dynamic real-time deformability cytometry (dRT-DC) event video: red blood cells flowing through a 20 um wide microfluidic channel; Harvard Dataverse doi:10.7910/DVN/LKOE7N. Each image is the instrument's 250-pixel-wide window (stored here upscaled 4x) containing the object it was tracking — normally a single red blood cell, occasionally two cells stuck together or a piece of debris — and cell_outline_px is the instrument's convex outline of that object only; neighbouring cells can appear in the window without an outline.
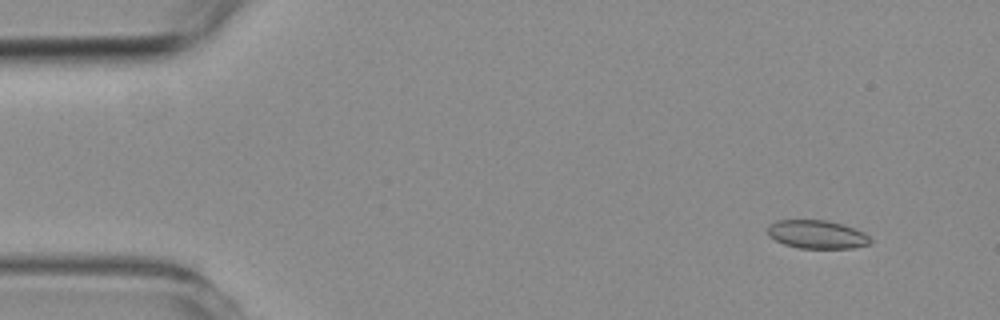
{"species": "common noctule bat (a hibernating species)", "species_latin": "Nyctalus noctula", "temperature_condition": "room temperature", "stored_images_in_passage": 55, "segment_of_instrument_passage": [1, 2], "camera_frame_rate_fps": 3000, "um_per_image_px": 0.085, "animal": {"sex": "female", "body_mass_g": 19.3, "forearm_length_mm": 54.1}, "frame": {"image": 1, "passage_image": 4, "time_ms": 1.0, "image_size_px": [1000, 320], "cell_outline_px": [[872, 240], [868, 244], [852, 248], [800, 248], [784, 244], [768, 236], [768, 224], [776, 220], [824, 220], [844, 224], [864, 232]], "centroid_in_image_um": [69.43, 19.92], "position_along_channel_um": 15.6, "area_um2": 16.99}}
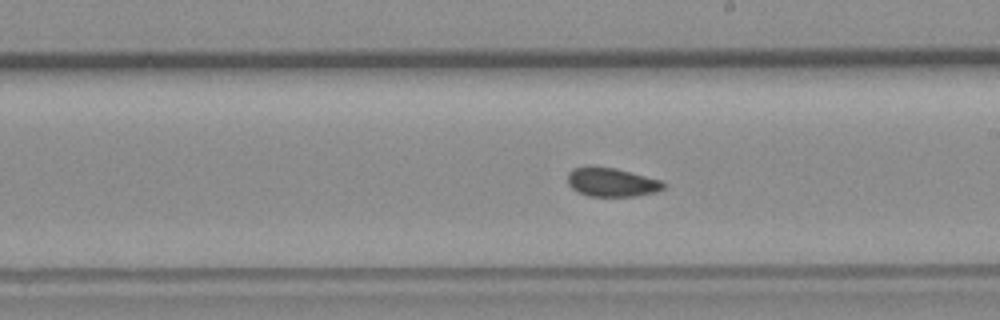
{"frame": {"image": 2, "passage_image": 30, "time_ms": 9.667, "image_size_px": [1000, 320], "cell_outline_px": [[664, 188], [656, 192], [636, 196], [588, 196], [572, 188], [568, 184], [568, 172], [572, 168], [588, 164], [596, 164], [616, 168], [664, 180]], "centroid_in_image_um": [51.98, 15.44], "position_along_channel_um": 237.0, "area_um2": 16.65}}
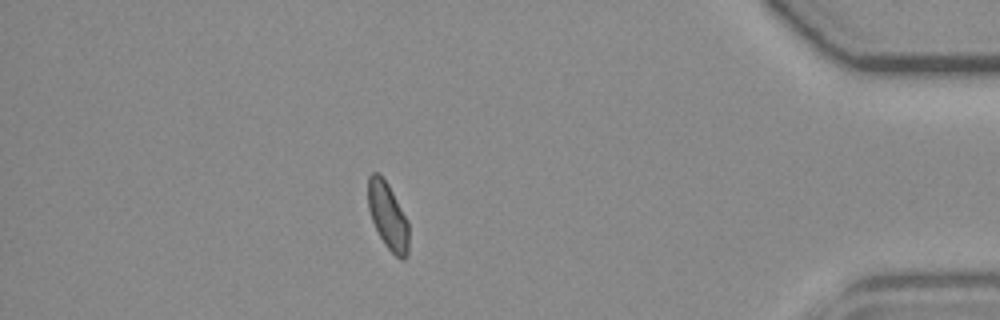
{"frame": {"image": 3, "passage_image": 47, "time_ms": 15.333, "image_size_px": [1000, 320], "cell_outline_px": [[408, 256], [404, 260], [400, 260], [384, 244], [372, 220], [368, 208], [368, 176], [372, 172], [376, 172], [388, 184], [408, 220]], "centroid_in_image_um": [32.98, 18.38], "position_along_channel_um": 402.2, "area_um2": 15.78}}